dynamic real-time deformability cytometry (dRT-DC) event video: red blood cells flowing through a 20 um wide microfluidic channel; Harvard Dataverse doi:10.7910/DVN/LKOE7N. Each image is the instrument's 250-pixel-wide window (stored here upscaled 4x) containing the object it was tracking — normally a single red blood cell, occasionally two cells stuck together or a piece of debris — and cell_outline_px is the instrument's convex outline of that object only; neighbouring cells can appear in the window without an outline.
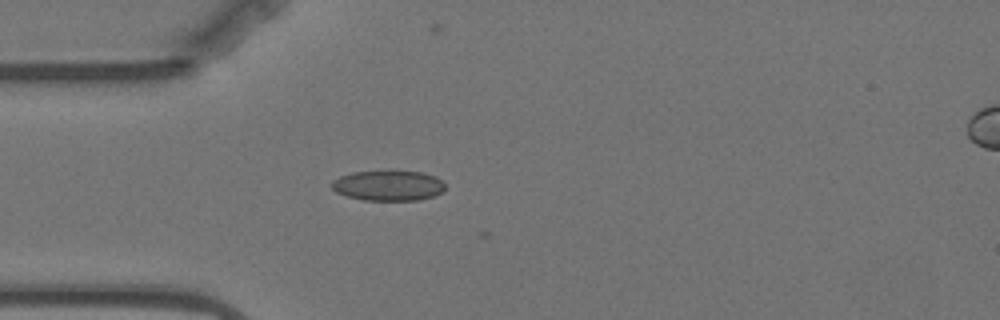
{"species": "Egyptian fruit bat (a non-hibernating species)", "species_latin": "Rousettus aegyptiacus", "temperature_condition": "warm", "stored_images_in_passage": 44, "camera_frame_rate_fps": 3000, "um_per_image_px": 0.085, "animal": {"sex": "female"}, "frame": {"image": 1, "passage_image": 2, "time_ms": 0.333, "image_size_px": [1000, 320], "cell_outline_px": [[444, 192], [432, 196], [416, 200], [364, 200], [348, 196], [336, 192], [332, 188], [332, 180], [340, 176], [352, 172], [388, 168], [424, 172], [436, 176], [444, 184]], "centroid_in_image_um": [33.01, 15.72], "position_along_channel_um": 52.0, "area_um2": 20.75}}
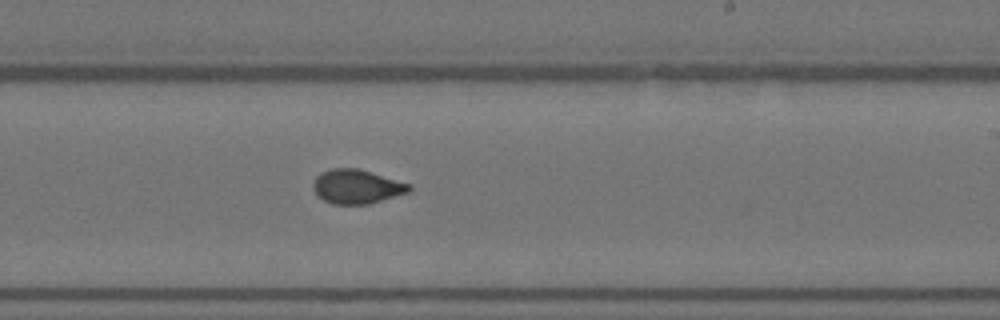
{"frame": {"image": 2, "passage_image": 20, "time_ms": 6.333, "image_size_px": [1000, 320], "cell_outline_px": [[412, 188], [408, 192], [368, 204], [332, 204], [324, 200], [312, 188], [312, 184], [316, 176], [320, 172], [332, 168], [356, 168], [412, 184]], "centroid_in_image_um": [30.31, 15.85], "position_along_channel_um": 258.7, "area_um2": 18.96}}
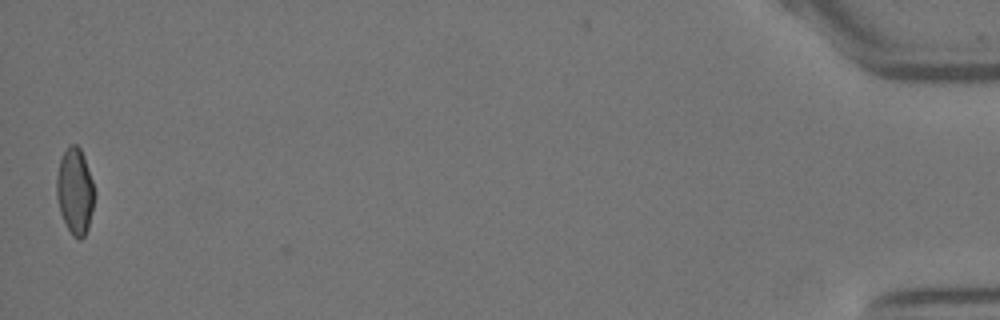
{"frame": {"image": 3, "passage_image": 43, "time_ms": 14.0, "image_size_px": [1000, 320], "cell_outline_px": [[96, 196], [88, 228], [84, 236], [80, 240], [72, 236], [60, 212], [56, 196], [56, 176], [60, 160], [64, 152], [72, 144], [76, 144], [80, 148], [84, 156], [96, 192]], "centroid_in_image_um": [6.39, 16.27], "position_along_channel_um": 428.8, "area_um2": 19.13}, "authors_computed_cell_mechanics": {"area_um2": 18.9873, "velocity_mm_per_s": 3.5286, "shape_relaxation_time_tau1_ms": 4.807, "shape_relaxation_time_tau2_ms": 1.1559, "deformation_change_tau1": 0.1274, "deformation_change_tau2": 0.0652}}